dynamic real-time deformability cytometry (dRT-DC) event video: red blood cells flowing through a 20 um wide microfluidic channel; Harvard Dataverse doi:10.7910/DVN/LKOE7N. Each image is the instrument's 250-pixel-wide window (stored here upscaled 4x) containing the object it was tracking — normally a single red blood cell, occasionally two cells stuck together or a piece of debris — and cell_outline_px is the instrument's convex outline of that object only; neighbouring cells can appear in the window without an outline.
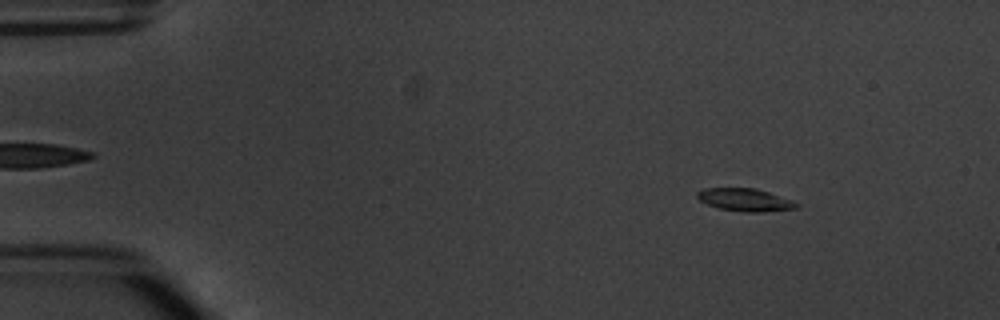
{"species": "common noctule bat (a hibernating species)", "species_latin": "Nyctalus noctula", "temperature_condition": "warm", "stored_images_in_passage": 6, "camera_frame_rate_fps": 3000, "um_per_image_px": 0.085, "animal": {"sex": "male", "body_mass_g": 20.1, "forearm_length_mm": 53.5}, "frame": {"image": 1, "passage_image": 2, "time_ms": 1.333, "image_size_px": [1000, 320], "cell_outline_px": [[800, 204], [796, 208], [760, 212], [740, 212], [720, 208], [708, 204], [700, 200], [696, 196], [696, 192], [704, 188], [756, 188], [792, 200]], "centroid_in_image_um": [63.32, 16.98], "position_along_channel_um": 21.7, "area_um2": 13.06}}